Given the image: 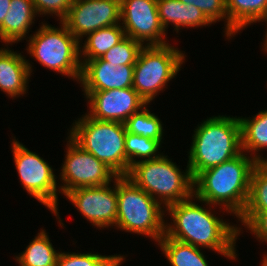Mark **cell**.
<instances>
[{"label":"cell","instance_id":"6da1fadb","mask_svg":"<svg viewBox=\"0 0 267 266\" xmlns=\"http://www.w3.org/2000/svg\"><path fill=\"white\" fill-rule=\"evenodd\" d=\"M192 199H195L194 196L165 208L173 221L165 224V235L198 248H209L235 260V245L241 228L229 225L214 216L208 207L204 208Z\"/></svg>","mask_w":267,"mask_h":266},{"label":"cell","instance_id":"7a4b0ae2","mask_svg":"<svg viewBox=\"0 0 267 266\" xmlns=\"http://www.w3.org/2000/svg\"><path fill=\"white\" fill-rule=\"evenodd\" d=\"M257 164L253 157L242 152L229 161L204 170L194 178L193 196L210 209L213 205L224 207L238 219L246 207L251 173Z\"/></svg>","mask_w":267,"mask_h":266},{"label":"cell","instance_id":"3957f363","mask_svg":"<svg viewBox=\"0 0 267 266\" xmlns=\"http://www.w3.org/2000/svg\"><path fill=\"white\" fill-rule=\"evenodd\" d=\"M197 126L187 162L193 179L243 152L239 117L213 116Z\"/></svg>","mask_w":267,"mask_h":266},{"label":"cell","instance_id":"277c9868","mask_svg":"<svg viewBox=\"0 0 267 266\" xmlns=\"http://www.w3.org/2000/svg\"><path fill=\"white\" fill-rule=\"evenodd\" d=\"M186 168L181 172L176 163L161 155L132 165L126 177L167 207L193 196L194 179L188 165Z\"/></svg>","mask_w":267,"mask_h":266},{"label":"cell","instance_id":"5b68a950","mask_svg":"<svg viewBox=\"0 0 267 266\" xmlns=\"http://www.w3.org/2000/svg\"><path fill=\"white\" fill-rule=\"evenodd\" d=\"M117 202L115 227L156 242L165 235V207L126 176L117 177Z\"/></svg>","mask_w":267,"mask_h":266},{"label":"cell","instance_id":"8992f818","mask_svg":"<svg viewBox=\"0 0 267 266\" xmlns=\"http://www.w3.org/2000/svg\"><path fill=\"white\" fill-rule=\"evenodd\" d=\"M126 127L124 123L101 121L88 114L78 118L69 137L83 150L105 163L118 176H126Z\"/></svg>","mask_w":267,"mask_h":266},{"label":"cell","instance_id":"52a82bcc","mask_svg":"<svg viewBox=\"0 0 267 266\" xmlns=\"http://www.w3.org/2000/svg\"><path fill=\"white\" fill-rule=\"evenodd\" d=\"M60 28L43 23L27 40V52L45 68L71 77L81 75V42L60 22Z\"/></svg>","mask_w":267,"mask_h":266},{"label":"cell","instance_id":"ba28073f","mask_svg":"<svg viewBox=\"0 0 267 266\" xmlns=\"http://www.w3.org/2000/svg\"><path fill=\"white\" fill-rule=\"evenodd\" d=\"M185 55L171 44L144 45L133 71V89L147 104L175 78Z\"/></svg>","mask_w":267,"mask_h":266},{"label":"cell","instance_id":"9c48e42d","mask_svg":"<svg viewBox=\"0 0 267 266\" xmlns=\"http://www.w3.org/2000/svg\"><path fill=\"white\" fill-rule=\"evenodd\" d=\"M13 158L22 186L31 197L47 207L62 225L58 212L57 176L50 165L35 152H31L18 140L12 142Z\"/></svg>","mask_w":267,"mask_h":266},{"label":"cell","instance_id":"30bf717a","mask_svg":"<svg viewBox=\"0 0 267 266\" xmlns=\"http://www.w3.org/2000/svg\"><path fill=\"white\" fill-rule=\"evenodd\" d=\"M67 139L66 156L59 175L63 181L60 193L65 195L76 188L111 184L118 177L105 163L83 150L69 136Z\"/></svg>","mask_w":267,"mask_h":266},{"label":"cell","instance_id":"8fae6325","mask_svg":"<svg viewBox=\"0 0 267 266\" xmlns=\"http://www.w3.org/2000/svg\"><path fill=\"white\" fill-rule=\"evenodd\" d=\"M61 22L83 42V37L98 29L120 24L121 1L74 0L68 14Z\"/></svg>","mask_w":267,"mask_h":266},{"label":"cell","instance_id":"7c38bea8","mask_svg":"<svg viewBox=\"0 0 267 266\" xmlns=\"http://www.w3.org/2000/svg\"><path fill=\"white\" fill-rule=\"evenodd\" d=\"M121 25L125 35L143 46L164 45L166 31L161 25L157 0H120ZM145 41V42H144Z\"/></svg>","mask_w":267,"mask_h":266},{"label":"cell","instance_id":"4fadbf2b","mask_svg":"<svg viewBox=\"0 0 267 266\" xmlns=\"http://www.w3.org/2000/svg\"><path fill=\"white\" fill-rule=\"evenodd\" d=\"M110 184L81 187L68 191L64 196L97 228L115 226L117 219V178Z\"/></svg>","mask_w":267,"mask_h":266},{"label":"cell","instance_id":"5bb4252c","mask_svg":"<svg viewBox=\"0 0 267 266\" xmlns=\"http://www.w3.org/2000/svg\"><path fill=\"white\" fill-rule=\"evenodd\" d=\"M84 96L90 109L87 114L101 121L125 123L134 113L148 105L133 87L84 92Z\"/></svg>","mask_w":267,"mask_h":266},{"label":"cell","instance_id":"9a60e30c","mask_svg":"<svg viewBox=\"0 0 267 266\" xmlns=\"http://www.w3.org/2000/svg\"><path fill=\"white\" fill-rule=\"evenodd\" d=\"M79 83L84 92L133 87L134 65H113L101 58L81 61Z\"/></svg>","mask_w":267,"mask_h":266},{"label":"cell","instance_id":"2e32d148","mask_svg":"<svg viewBox=\"0 0 267 266\" xmlns=\"http://www.w3.org/2000/svg\"><path fill=\"white\" fill-rule=\"evenodd\" d=\"M32 65L21 53L0 48V90L9 97L26 94Z\"/></svg>","mask_w":267,"mask_h":266},{"label":"cell","instance_id":"e0dca14e","mask_svg":"<svg viewBox=\"0 0 267 266\" xmlns=\"http://www.w3.org/2000/svg\"><path fill=\"white\" fill-rule=\"evenodd\" d=\"M37 12L32 0H11L10 8L0 25V39L6 47L26 37Z\"/></svg>","mask_w":267,"mask_h":266},{"label":"cell","instance_id":"ac0fdd59","mask_svg":"<svg viewBox=\"0 0 267 266\" xmlns=\"http://www.w3.org/2000/svg\"><path fill=\"white\" fill-rule=\"evenodd\" d=\"M226 11L229 39L248 25L267 22V0H226Z\"/></svg>","mask_w":267,"mask_h":266},{"label":"cell","instance_id":"d6986e66","mask_svg":"<svg viewBox=\"0 0 267 266\" xmlns=\"http://www.w3.org/2000/svg\"><path fill=\"white\" fill-rule=\"evenodd\" d=\"M252 117V119L250 117H239L242 151L247 152V154L251 152L250 156L258 163H267V158H263L262 155L256 153L267 149V110L260 111Z\"/></svg>","mask_w":267,"mask_h":266},{"label":"cell","instance_id":"ffe728a7","mask_svg":"<svg viewBox=\"0 0 267 266\" xmlns=\"http://www.w3.org/2000/svg\"><path fill=\"white\" fill-rule=\"evenodd\" d=\"M126 37L121 24L103 27L87 35L85 43L80 45L81 61L101 58L109 49Z\"/></svg>","mask_w":267,"mask_h":266},{"label":"cell","instance_id":"44dd1931","mask_svg":"<svg viewBox=\"0 0 267 266\" xmlns=\"http://www.w3.org/2000/svg\"><path fill=\"white\" fill-rule=\"evenodd\" d=\"M171 266H209L200 248L164 235L157 244Z\"/></svg>","mask_w":267,"mask_h":266},{"label":"cell","instance_id":"7402d4cb","mask_svg":"<svg viewBox=\"0 0 267 266\" xmlns=\"http://www.w3.org/2000/svg\"><path fill=\"white\" fill-rule=\"evenodd\" d=\"M46 230L40 231L26 250L15 256L19 266H56L60 252L54 249Z\"/></svg>","mask_w":267,"mask_h":266},{"label":"cell","instance_id":"603a6c76","mask_svg":"<svg viewBox=\"0 0 267 266\" xmlns=\"http://www.w3.org/2000/svg\"><path fill=\"white\" fill-rule=\"evenodd\" d=\"M162 142V140H154L126 131V175L128 174L130 167L136 164L137 162L160 157L162 153L159 154L158 150ZM135 157H137L138 159L140 158V160L136 161Z\"/></svg>","mask_w":267,"mask_h":266},{"label":"cell","instance_id":"cb8c5ba5","mask_svg":"<svg viewBox=\"0 0 267 266\" xmlns=\"http://www.w3.org/2000/svg\"><path fill=\"white\" fill-rule=\"evenodd\" d=\"M267 212V163H258L251 173L249 198L243 213Z\"/></svg>","mask_w":267,"mask_h":266},{"label":"cell","instance_id":"d4e9b609","mask_svg":"<svg viewBox=\"0 0 267 266\" xmlns=\"http://www.w3.org/2000/svg\"><path fill=\"white\" fill-rule=\"evenodd\" d=\"M126 131L132 134L148 137L154 140L163 139V124L154 113L144 106L134 113L124 123Z\"/></svg>","mask_w":267,"mask_h":266},{"label":"cell","instance_id":"484cf974","mask_svg":"<svg viewBox=\"0 0 267 266\" xmlns=\"http://www.w3.org/2000/svg\"><path fill=\"white\" fill-rule=\"evenodd\" d=\"M125 257L119 255H100L98 253L60 252L56 266H119Z\"/></svg>","mask_w":267,"mask_h":266},{"label":"cell","instance_id":"4316f807","mask_svg":"<svg viewBox=\"0 0 267 266\" xmlns=\"http://www.w3.org/2000/svg\"><path fill=\"white\" fill-rule=\"evenodd\" d=\"M142 47L140 42L126 36L120 43L109 49L101 59L115 66L134 65Z\"/></svg>","mask_w":267,"mask_h":266},{"label":"cell","instance_id":"83f0119b","mask_svg":"<svg viewBox=\"0 0 267 266\" xmlns=\"http://www.w3.org/2000/svg\"><path fill=\"white\" fill-rule=\"evenodd\" d=\"M183 6L179 0H157L159 19L165 31L169 24L174 25L176 32L183 27Z\"/></svg>","mask_w":267,"mask_h":266},{"label":"cell","instance_id":"f1b7e54d","mask_svg":"<svg viewBox=\"0 0 267 266\" xmlns=\"http://www.w3.org/2000/svg\"><path fill=\"white\" fill-rule=\"evenodd\" d=\"M184 4H191L201 10L205 16L214 24L219 20L226 22L225 36L228 38V16L226 11V0H179Z\"/></svg>","mask_w":267,"mask_h":266},{"label":"cell","instance_id":"f546056e","mask_svg":"<svg viewBox=\"0 0 267 266\" xmlns=\"http://www.w3.org/2000/svg\"><path fill=\"white\" fill-rule=\"evenodd\" d=\"M39 15H56L60 22L66 17L74 0H32Z\"/></svg>","mask_w":267,"mask_h":266},{"label":"cell","instance_id":"4dcf8cb0","mask_svg":"<svg viewBox=\"0 0 267 266\" xmlns=\"http://www.w3.org/2000/svg\"><path fill=\"white\" fill-rule=\"evenodd\" d=\"M259 241L267 243V212L242 213L238 219Z\"/></svg>","mask_w":267,"mask_h":266},{"label":"cell","instance_id":"1f68e13d","mask_svg":"<svg viewBox=\"0 0 267 266\" xmlns=\"http://www.w3.org/2000/svg\"><path fill=\"white\" fill-rule=\"evenodd\" d=\"M212 22L197 7L191 4L183 6V27H200L208 26Z\"/></svg>","mask_w":267,"mask_h":266},{"label":"cell","instance_id":"d6a6232c","mask_svg":"<svg viewBox=\"0 0 267 266\" xmlns=\"http://www.w3.org/2000/svg\"><path fill=\"white\" fill-rule=\"evenodd\" d=\"M11 0H0V25L3 23L10 8Z\"/></svg>","mask_w":267,"mask_h":266},{"label":"cell","instance_id":"836d02e7","mask_svg":"<svg viewBox=\"0 0 267 266\" xmlns=\"http://www.w3.org/2000/svg\"><path fill=\"white\" fill-rule=\"evenodd\" d=\"M262 261H263V263H261L262 266H267V256L266 255L264 256Z\"/></svg>","mask_w":267,"mask_h":266},{"label":"cell","instance_id":"e575fe53","mask_svg":"<svg viewBox=\"0 0 267 266\" xmlns=\"http://www.w3.org/2000/svg\"><path fill=\"white\" fill-rule=\"evenodd\" d=\"M267 30V29H266ZM265 39H264V43L263 46H265L267 48V31H266V35H265Z\"/></svg>","mask_w":267,"mask_h":266},{"label":"cell","instance_id":"d590c367","mask_svg":"<svg viewBox=\"0 0 267 266\" xmlns=\"http://www.w3.org/2000/svg\"><path fill=\"white\" fill-rule=\"evenodd\" d=\"M263 47H264V51L267 53V48L265 46H263Z\"/></svg>","mask_w":267,"mask_h":266}]
</instances>
